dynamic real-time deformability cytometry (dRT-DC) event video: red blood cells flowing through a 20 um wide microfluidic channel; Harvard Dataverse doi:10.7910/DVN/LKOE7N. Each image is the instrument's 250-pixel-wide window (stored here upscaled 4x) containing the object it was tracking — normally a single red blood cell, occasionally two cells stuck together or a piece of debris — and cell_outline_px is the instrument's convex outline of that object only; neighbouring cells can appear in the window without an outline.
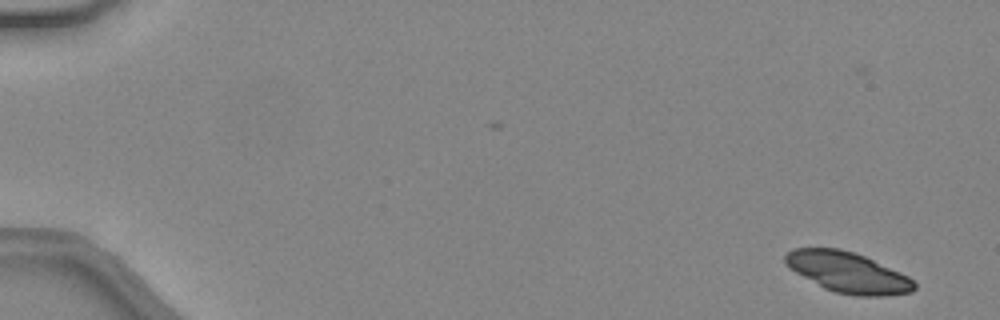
{"species": "common noctule bat (a hibernating species)", "species_latin": "Nyctalus noctula", "temperature_condition": "warm", "stored_images_in_passage": 49, "camera_frame_rate_fps": 3000, "um_per_image_px": 0.085, "animal": {"sex": "female", "body_mass_g": 24.6, "forearm_length_mm": 56.2}, "frame": {"image": 1, "passage_image": 3, "time_ms": 0.667, "image_size_px": [1000, 320], "cell_outline_px": [[916, 288], [912, 292], [880, 296], [856, 296], [836, 292], [824, 288], [796, 272], [784, 264], [784, 256], [792, 248], [840, 248], [856, 252], [900, 272], [908, 276], [916, 284]], "centroid_in_image_um": [72.06, 23.14], "position_along_channel_um": 12.9, "area_um2": 30.4}}
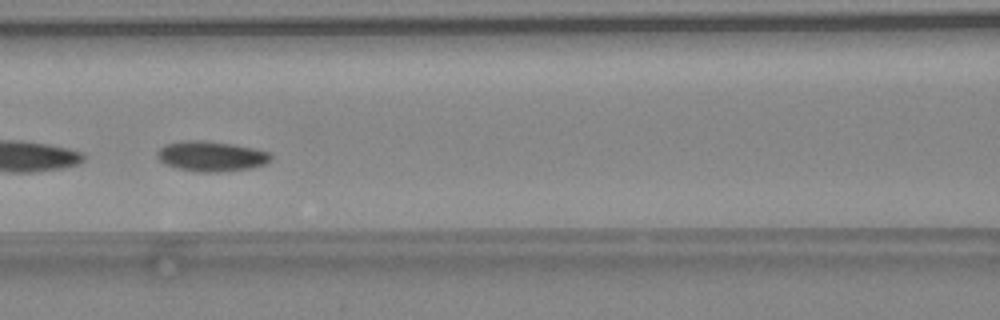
{"frame": {"image": 2, "passage_image": 24, "time_ms": 7.667, "image_size_px": [1000, 320], "cell_outline_px": [[272, 160], [264, 164], [248, 168], [216, 172], [196, 172], [176, 168], [164, 164], [156, 156], [156, 152], [164, 144], [184, 140], [208, 140], [232, 144], [252, 148], [268, 152], [272, 156]], "centroid_in_image_um": [17.9, 13.27], "position_along_channel_um": 148.7, "area_um2": 20.06}}
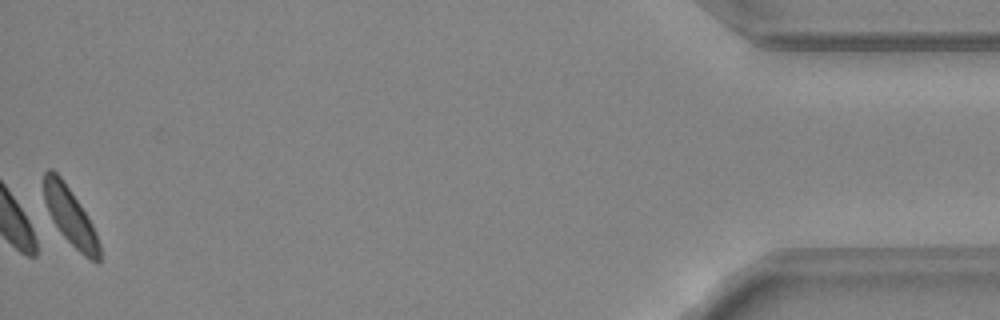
{"frame": {"image": 3, "passage_image": 49, "time_ms": 16.0, "image_size_px": [1000, 320], "cell_outline_px": [[100, 264], [96, 264], [84, 256], [60, 232], [52, 220], [48, 212], [44, 200], [44, 172], [48, 168], [52, 168], [60, 176], [88, 216], [96, 232], [100, 244]], "centroid_in_image_um": [5.98, 18.41], "position_along_channel_um": 429.2, "area_um2": 18.55}, "authors_computed_cell_mechanics": {"area_um2": 19.7676, "velocity_mm_per_s": 4.371, "shape_relaxation_time_tau1_ms": 1.423, "shape_relaxation_time_tau2_ms": null, "deformation_change_tau1": 0.0514, "deformation_change_tau2": null}}